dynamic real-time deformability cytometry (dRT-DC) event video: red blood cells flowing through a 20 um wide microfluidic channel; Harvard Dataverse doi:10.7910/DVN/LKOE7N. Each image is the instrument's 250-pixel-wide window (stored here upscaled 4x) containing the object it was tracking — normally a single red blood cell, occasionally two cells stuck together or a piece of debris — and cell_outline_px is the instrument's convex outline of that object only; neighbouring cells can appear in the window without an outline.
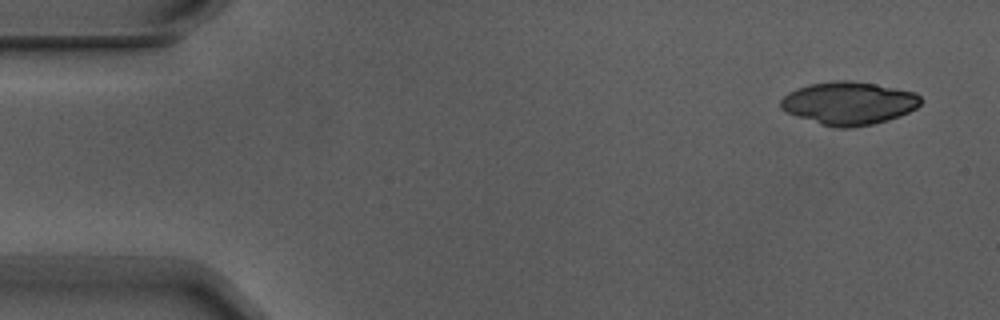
{"species": "Egyptian fruit bat (a non-hibernating species)", "species_latin": "Rousettus aegyptiacus", "temperature_condition": "warm", "stored_images_in_passage": 4, "camera_frame_rate_fps": 3000, "um_per_image_px": 0.085, "animal": {"sex": "male"}, "frame": {"image": 1, "passage_image": 1, "time_ms": 0.0, "image_size_px": [1000, 320], "cell_outline_px": [[924, 100], [916, 108], [900, 116], [888, 120], [872, 124], [848, 128], [836, 128], [820, 124], [796, 116], [780, 108], [780, 100], [788, 92], [796, 88], [808, 84], [836, 80], [852, 80], [876, 84], [916, 92]], "centroid_in_image_um": [72.15, 8.76], "position_along_channel_um": 12.8, "area_um2": 35.32}}